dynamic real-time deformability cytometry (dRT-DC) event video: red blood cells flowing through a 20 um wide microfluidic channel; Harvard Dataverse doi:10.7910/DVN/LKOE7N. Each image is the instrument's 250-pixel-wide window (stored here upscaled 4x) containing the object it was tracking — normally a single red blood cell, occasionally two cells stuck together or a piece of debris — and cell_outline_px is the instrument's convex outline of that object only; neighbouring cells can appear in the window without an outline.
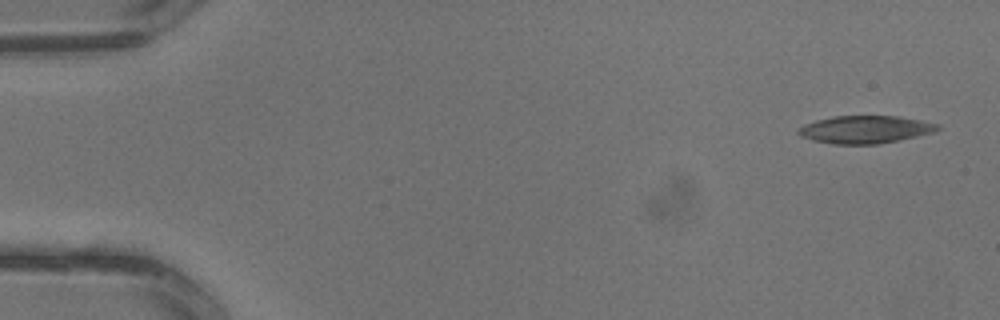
{"species": "common noctule bat (a hibernating species)", "species_latin": "Nyctalus noctula", "temperature_condition": "warm", "stored_images_in_passage": 3, "camera_frame_rate_fps": 3000, "um_per_image_px": 0.085, "animal": {"sex": "male", "body_mass_g": 13.3}, "frame": {"image": 1, "passage_image": 1, "time_ms": 0.0, "image_size_px": [1000, 320], "cell_outline_px": [[940, 128], [932, 132], [916, 136], [876, 144], [832, 144], [812, 140], [800, 136], [796, 132], [796, 128], [804, 124], [816, 120], [832, 116], [896, 116], [920, 120], [940, 124]], "centroid_in_image_um": [73.47, 11.0], "position_along_channel_um": 11.5, "area_um2": 22.37}}
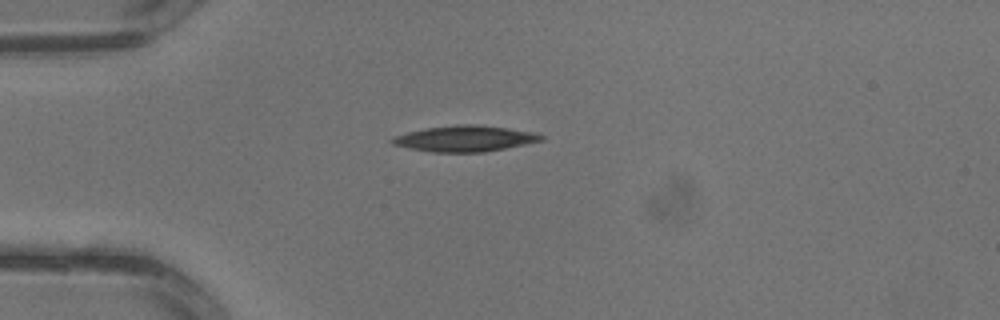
{"frame": {"image": 2, "passage_image": 3, "time_ms": 0.667, "image_size_px": [1000, 320], "cell_outline_px": [[544, 140], [484, 152], [432, 152], [408, 148], [392, 144], [388, 140], [392, 136], [424, 128], [456, 124], [476, 124], [508, 128], [532, 132], [544, 136]], "centroid_in_image_um": [39.45, 11.77], "position_along_channel_um": 45.6, "area_um2": 22.54}}